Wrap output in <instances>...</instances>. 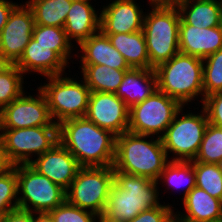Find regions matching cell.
Listing matches in <instances>:
<instances>
[{
  "label": "cell",
  "instance_id": "52a82bcc",
  "mask_svg": "<svg viewBox=\"0 0 222 222\" xmlns=\"http://www.w3.org/2000/svg\"><path fill=\"white\" fill-rule=\"evenodd\" d=\"M185 107L182 106L176 113L174 120L161 137L170 161H193L209 124L203 107L195 113L191 112L192 110L186 111Z\"/></svg>",
  "mask_w": 222,
  "mask_h": 222
},
{
  "label": "cell",
  "instance_id": "d6a6232c",
  "mask_svg": "<svg viewBox=\"0 0 222 222\" xmlns=\"http://www.w3.org/2000/svg\"><path fill=\"white\" fill-rule=\"evenodd\" d=\"M15 209H18L17 165L13 170L0 174V219Z\"/></svg>",
  "mask_w": 222,
  "mask_h": 222
},
{
  "label": "cell",
  "instance_id": "8fae6325",
  "mask_svg": "<svg viewBox=\"0 0 222 222\" xmlns=\"http://www.w3.org/2000/svg\"><path fill=\"white\" fill-rule=\"evenodd\" d=\"M0 136L10 159L16 165L30 164L34 158L59 142V126L0 129Z\"/></svg>",
  "mask_w": 222,
  "mask_h": 222
},
{
  "label": "cell",
  "instance_id": "4316f807",
  "mask_svg": "<svg viewBox=\"0 0 222 222\" xmlns=\"http://www.w3.org/2000/svg\"><path fill=\"white\" fill-rule=\"evenodd\" d=\"M35 24L64 28L72 0H27Z\"/></svg>",
  "mask_w": 222,
  "mask_h": 222
},
{
  "label": "cell",
  "instance_id": "7c38bea8",
  "mask_svg": "<svg viewBox=\"0 0 222 222\" xmlns=\"http://www.w3.org/2000/svg\"><path fill=\"white\" fill-rule=\"evenodd\" d=\"M36 89L37 94L24 92L0 111V129L58 126L50 115L44 93L39 87Z\"/></svg>",
  "mask_w": 222,
  "mask_h": 222
},
{
  "label": "cell",
  "instance_id": "4fadbf2b",
  "mask_svg": "<svg viewBox=\"0 0 222 222\" xmlns=\"http://www.w3.org/2000/svg\"><path fill=\"white\" fill-rule=\"evenodd\" d=\"M34 15L26 2L18 4L0 32V55L6 64H15L32 38Z\"/></svg>",
  "mask_w": 222,
  "mask_h": 222
},
{
  "label": "cell",
  "instance_id": "484cf974",
  "mask_svg": "<svg viewBox=\"0 0 222 222\" xmlns=\"http://www.w3.org/2000/svg\"><path fill=\"white\" fill-rule=\"evenodd\" d=\"M162 182V183H161ZM157 183L166 188V190L176 189L177 192L181 189L182 199L196 187L195 171L193 168V161H169L161 172ZM172 188V189H171ZM183 188V189H182Z\"/></svg>",
  "mask_w": 222,
  "mask_h": 222
},
{
  "label": "cell",
  "instance_id": "277c9868",
  "mask_svg": "<svg viewBox=\"0 0 222 222\" xmlns=\"http://www.w3.org/2000/svg\"><path fill=\"white\" fill-rule=\"evenodd\" d=\"M154 70L158 91L178 100L183 106L199 101L200 98L199 102L203 103L202 58L178 52Z\"/></svg>",
  "mask_w": 222,
  "mask_h": 222
},
{
  "label": "cell",
  "instance_id": "f546056e",
  "mask_svg": "<svg viewBox=\"0 0 222 222\" xmlns=\"http://www.w3.org/2000/svg\"><path fill=\"white\" fill-rule=\"evenodd\" d=\"M196 186L222 200V173L217 164L193 162Z\"/></svg>",
  "mask_w": 222,
  "mask_h": 222
},
{
  "label": "cell",
  "instance_id": "30bf717a",
  "mask_svg": "<svg viewBox=\"0 0 222 222\" xmlns=\"http://www.w3.org/2000/svg\"><path fill=\"white\" fill-rule=\"evenodd\" d=\"M182 106L178 100L156 90L129 109L128 132L161 138Z\"/></svg>",
  "mask_w": 222,
  "mask_h": 222
},
{
  "label": "cell",
  "instance_id": "2e32d148",
  "mask_svg": "<svg viewBox=\"0 0 222 222\" xmlns=\"http://www.w3.org/2000/svg\"><path fill=\"white\" fill-rule=\"evenodd\" d=\"M30 165L65 190L70 187L81 168L77 159L60 142L33 159Z\"/></svg>",
  "mask_w": 222,
  "mask_h": 222
},
{
  "label": "cell",
  "instance_id": "7402d4cb",
  "mask_svg": "<svg viewBox=\"0 0 222 222\" xmlns=\"http://www.w3.org/2000/svg\"><path fill=\"white\" fill-rule=\"evenodd\" d=\"M157 90V78L154 69L130 68L115 94L130 109L150 97Z\"/></svg>",
  "mask_w": 222,
  "mask_h": 222
},
{
  "label": "cell",
  "instance_id": "d4e9b609",
  "mask_svg": "<svg viewBox=\"0 0 222 222\" xmlns=\"http://www.w3.org/2000/svg\"><path fill=\"white\" fill-rule=\"evenodd\" d=\"M81 76L91 92L115 93L128 70L113 69L106 65H79Z\"/></svg>",
  "mask_w": 222,
  "mask_h": 222
},
{
  "label": "cell",
  "instance_id": "83f0119b",
  "mask_svg": "<svg viewBox=\"0 0 222 222\" xmlns=\"http://www.w3.org/2000/svg\"><path fill=\"white\" fill-rule=\"evenodd\" d=\"M32 37L38 41V44L52 46V50L68 65L70 64L68 61L76 56L75 52H73L76 46L68 39L64 28L35 24Z\"/></svg>",
  "mask_w": 222,
  "mask_h": 222
},
{
  "label": "cell",
  "instance_id": "f35d334b",
  "mask_svg": "<svg viewBox=\"0 0 222 222\" xmlns=\"http://www.w3.org/2000/svg\"><path fill=\"white\" fill-rule=\"evenodd\" d=\"M18 5V2L11 0H0V32L8 21L9 15L12 10Z\"/></svg>",
  "mask_w": 222,
  "mask_h": 222
},
{
  "label": "cell",
  "instance_id": "ab89813d",
  "mask_svg": "<svg viewBox=\"0 0 222 222\" xmlns=\"http://www.w3.org/2000/svg\"><path fill=\"white\" fill-rule=\"evenodd\" d=\"M151 8H175L179 9L186 0H148Z\"/></svg>",
  "mask_w": 222,
  "mask_h": 222
},
{
  "label": "cell",
  "instance_id": "74e56055",
  "mask_svg": "<svg viewBox=\"0 0 222 222\" xmlns=\"http://www.w3.org/2000/svg\"><path fill=\"white\" fill-rule=\"evenodd\" d=\"M15 166L16 164L10 159L5 144L0 136V174L13 170Z\"/></svg>",
  "mask_w": 222,
  "mask_h": 222
},
{
  "label": "cell",
  "instance_id": "e575fe53",
  "mask_svg": "<svg viewBox=\"0 0 222 222\" xmlns=\"http://www.w3.org/2000/svg\"><path fill=\"white\" fill-rule=\"evenodd\" d=\"M176 208L171 206L170 203L161 204L158 207H154L140 212L134 219L128 222H173L175 220Z\"/></svg>",
  "mask_w": 222,
  "mask_h": 222
},
{
  "label": "cell",
  "instance_id": "d6986e66",
  "mask_svg": "<svg viewBox=\"0 0 222 222\" xmlns=\"http://www.w3.org/2000/svg\"><path fill=\"white\" fill-rule=\"evenodd\" d=\"M222 48V25L198 28L179 26V52L204 59Z\"/></svg>",
  "mask_w": 222,
  "mask_h": 222
},
{
  "label": "cell",
  "instance_id": "b9f144b4",
  "mask_svg": "<svg viewBox=\"0 0 222 222\" xmlns=\"http://www.w3.org/2000/svg\"><path fill=\"white\" fill-rule=\"evenodd\" d=\"M217 166H218L220 172L222 173V159L217 163Z\"/></svg>",
  "mask_w": 222,
  "mask_h": 222
},
{
  "label": "cell",
  "instance_id": "ba28073f",
  "mask_svg": "<svg viewBox=\"0 0 222 222\" xmlns=\"http://www.w3.org/2000/svg\"><path fill=\"white\" fill-rule=\"evenodd\" d=\"M113 182V166L81 167L66 190V200L101 218L106 210Z\"/></svg>",
  "mask_w": 222,
  "mask_h": 222
},
{
  "label": "cell",
  "instance_id": "603a6c76",
  "mask_svg": "<svg viewBox=\"0 0 222 222\" xmlns=\"http://www.w3.org/2000/svg\"><path fill=\"white\" fill-rule=\"evenodd\" d=\"M180 25L211 28L222 25L220 0H186L178 9Z\"/></svg>",
  "mask_w": 222,
  "mask_h": 222
},
{
  "label": "cell",
  "instance_id": "44dd1931",
  "mask_svg": "<svg viewBox=\"0 0 222 222\" xmlns=\"http://www.w3.org/2000/svg\"><path fill=\"white\" fill-rule=\"evenodd\" d=\"M184 212L175 213L176 222H204L222 218V200L210 196L205 190L194 187L182 199Z\"/></svg>",
  "mask_w": 222,
  "mask_h": 222
},
{
  "label": "cell",
  "instance_id": "e0dca14e",
  "mask_svg": "<svg viewBox=\"0 0 222 222\" xmlns=\"http://www.w3.org/2000/svg\"><path fill=\"white\" fill-rule=\"evenodd\" d=\"M15 65L26 76L27 73H37L45 77L64 74L70 67L55 51L52 46L38 44L33 37L25 47L23 54Z\"/></svg>",
  "mask_w": 222,
  "mask_h": 222
},
{
  "label": "cell",
  "instance_id": "5bb4252c",
  "mask_svg": "<svg viewBox=\"0 0 222 222\" xmlns=\"http://www.w3.org/2000/svg\"><path fill=\"white\" fill-rule=\"evenodd\" d=\"M85 117L116 137L128 131L129 108L115 93L91 92Z\"/></svg>",
  "mask_w": 222,
  "mask_h": 222
},
{
  "label": "cell",
  "instance_id": "6da1fadb",
  "mask_svg": "<svg viewBox=\"0 0 222 222\" xmlns=\"http://www.w3.org/2000/svg\"><path fill=\"white\" fill-rule=\"evenodd\" d=\"M59 142L77 159L81 167L113 166L116 136L86 117L62 121Z\"/></svg>",
  "mask_w": 222,
  "mask_h": 222
},
{
  "label": "cell",
  "instance_id": "5b68a950",
  "mask_svg": "<svg viewBox=\"0 0 222 222\" xmlns=\"http://www.w3.org/2000/svg\"><path fill=\"white\" fill-rule=\"evenodd\" d=\"M149 8L144 14L142 30L150 66L155 69L179 52L181 17L175 8Z\"/></svg>",
  "mask_w": 222,
  "mask_h": 222
},
{
  "label": "cell",
  "instance_id": "9c48e42d",
  "mask_svg": "<svg viewBox=\"0 0 222 222\" xmlns=\"http://www.w3.org/2000/svg\"><path fill=\"white\" fill-rule=\"evenodd\" d=\"M18 208L49 212L66 200V190L30 164H17Z\"/></svg>",
  "mask_w": 222,
  "mask_h": 222
},
{
  "label": "cell",
  "instance_id": "ee69618b",
  "mask_svg": "<svg viewBox=\"0 0 222 222\" xmlns=\"http://www.w3.org/2000/svg\"><path fill=\"white\" fill-rule=\"evenodd\" d=\"M6 63L2 60L1 55H0V68L5 65Z\"/></svg>",
  "mask_w": 222,
  "mask_h": 222
},
{
  "label": "cell",
  "instance_id": "60d3db41",
  "mask_svg": "<svg viewBox=\"0 0 222 222\" xmlns=\"http://www.w3.org/2000/svg\"><path fill=\"white\" fill-rule=\"evenodd\" d=\"M33 222H54L49 212H33Z\"/></svg>",
  "mask_w": 222,
  "mask_h": 222
},
{
  "label": "cell",
  "instance_id": "d590c367",
  "mask_svg": "<svg viewBox=\"0 0 222 222\" xmlns=\"http://www.w3.org/2000/svg\"><path fill=\"white\" fill-rule=\"evenodd\" d=\"M200 106L204 108L208 122L222 128V91L205 97Z\"/></svg>",
  "mask_w": 222,
  "mask_h": 222
},
{
  "label": "cell",
  "instance_id": "f1b7e54d",
  "mask_svg": "<svg viewBox=\"0 0 222 222\" xmlns=\"http://www.w3.org/2000/svg\"><path fill=\"white\" fill-rule=\"evenodd\" d=\"M25 78L15 64H5L0 68V111L27 91Z\"/></svg>",
  "mask_w": 222,
  "mask_h": 222
},
{
  "label": "cell",
  "instance_id": "cb8c5ba5",
  "mask_svg": "<svg viewBox=\"0 0 222 222\" xmlns=\"http://www.w3.org/2000/svg\"><path fill=\"white\" fill-rule=\"evenodd\" d=\"M121 53L130 68L153 69L150 66L143 30L135 33L105 34Z\"/></svg>",
  "mask_w": 222,
  "mask_h": 222
},
{
  "label": "cell",
  "instance_id": "4dcf8cb0",
  "mask_svg": "<svg viewBox=\"0 0 222 222\" xmlns=\"http://www.w3.org/2000/svg\"><path fill=\"white\" fill-rule=\"evenodd\" d=\"M222 159V128L208 124L193 162L217 164Z\"/></svg>",
  "mask_w": 222,
  "mask_h": 222
},
{
  "label": "cell",
  "instance_id": "9a60e30c",
  "mask_svg": "<svg viewBox=\"0 0 222 222\" xmlns=\"http://www.w3.org/2000/svg\"><path fill=\"white\" fill-rule=\"evenodd\" d=\"M136 1L112 0L101 6L100 30L104 34L135 33L142 30L144 4L139 6Z\"/></svg>",
  "mask_w": 222,
  "mask_h": 222
},
{
  "label": "cell",
  "instance_id": "836d02e7",
  "mask_svg": "<svg viewBox=\"0 0 222 222\" xmlns=\"http://www.w3.org/2000/svg\"><path fill=\"white\" fill-rule=\"evenodd\" d=\"M49 213L54 222H101L95 213L72 205L67 200Z\"/></svg>",
  "mask_w": 222,
  "mask_h": 222
},
{
  "label": "cell",
  "instance_id": "8992f818",
  "mask_svg": "<svg viewBox=\"0 0 222 222\" xmlns=\"http://www.w3.org/2000/svg\"><path fill=\"white\" fill-rule=\"evenodd\" d=\"M67 74L45 77L48 81L45 80L43 85L40 83V86H36L44 93L50 115L56 124L72 118L85 117L88 108L91 93L89 87L82 77L78 80L79 76L76 73L72 77Z\"/></svg>",
  "mask_w": 222,
  "mask_h": 222
},
{
  "label": "cell",
  "instance_id": "3957f363",
  "mask_svg": "<svg viewBox=\"0 0 222 222\" xmlns=\"http://www.w3.org/2000/svg\"><path fill=\"white\" fill-rule=\"evenodd\" d=\"M168 159L161 138L128 131L116 137L114 171L157 181Z\"/></svg>",
  "mask_w": 222,
  "mask_h": 222
},
{
  "label": "cell",
  "instance_id": "ffe728a7",
  "mask_svg": "<svg viewBox=\"0 0 222 222\" xmlns=\"http://www.w3.org/2000/svg\"><path fill=\"white\" fill-rule=\"evenodd\" d=\"M92 0H72L64 30L76 47L100 30V12L95 10Z\"/></svg>",
  "mask_w": 222,
  "mask_h": 222
},
{
  "label": "cell",
  "instance_id": "8d00e7d4",
  "mask_svg": "<svg viewBox=\"0 0 222 222\" xmlns=\"http://www.w3.org/2000/svg\"><path fill=\"white\" fill-rule=\"evenodd\" d=\"M0 222H33V212L18 208L4 215Z\"/></svg>",
  "mask_w": 222,
  "mask_h": 222
},
{
  "label": "cell",
  "instance_id": "1f68e13d",
  "mask_svg": "<svg viewBox=\"0 0 222 222\" xmlns=\"http://www.w3.org/2000/svg\"><path fill=\"white\" fill-rule=\"evenodd\" d=\"M204 98L222 91V48L203 59Z\"/></svg>",
  "mask_w": 222,
  "mask_h": 222
},
{
  "label": "cell",
  "instance_id": "ac0fdd59",
  "mask_svg": "<svg viewBox=\"0 0 222 222\" xmlns=\"http://www.w3.org/2000/svg\"><path fill=\"white\" fill-rule=\"evenodd\" d=\"M77 48L78 52H77ZM77 54L75 57L81 65H106L113 69L129 70L121 53L112 45L107 35L101 30L82 41L76 47ZM79 54V55H78Z\"/></svg>",
  "mask_w": 222,
  "mask_h": 222
},
{
  "label": "cell",
  "instance_id": "7bdbcfd3",
  "mask_svg": "<svg viewBox=\"0 0 222 222\" xmlns=\"http://www.w3.org/2000/svg\"><path fill=\"white\" fill-rule=\"evenodd\" d=\"M204 222H222V218L221 219H216V220L204 221Z\"/></svg>",
  "mask_w": 222,
  "mask_h": 222
},
{
  "label": "cell",
  "instance_id": "7a4b0ae2",
  "mask_svg": "<svg viewBox=\"0 0 222 222\" xmlns=\"http://www.w3.org/2000/svg\"><path fill=\"white\" fill-rule=\"evenodd\" d=\"M157 181L114 171V182L101 222H128L140 212L158 207L160 188Z\"/></svg>",
  "mask_w": 222,
  "mask_h": 222
}]
</instances>
